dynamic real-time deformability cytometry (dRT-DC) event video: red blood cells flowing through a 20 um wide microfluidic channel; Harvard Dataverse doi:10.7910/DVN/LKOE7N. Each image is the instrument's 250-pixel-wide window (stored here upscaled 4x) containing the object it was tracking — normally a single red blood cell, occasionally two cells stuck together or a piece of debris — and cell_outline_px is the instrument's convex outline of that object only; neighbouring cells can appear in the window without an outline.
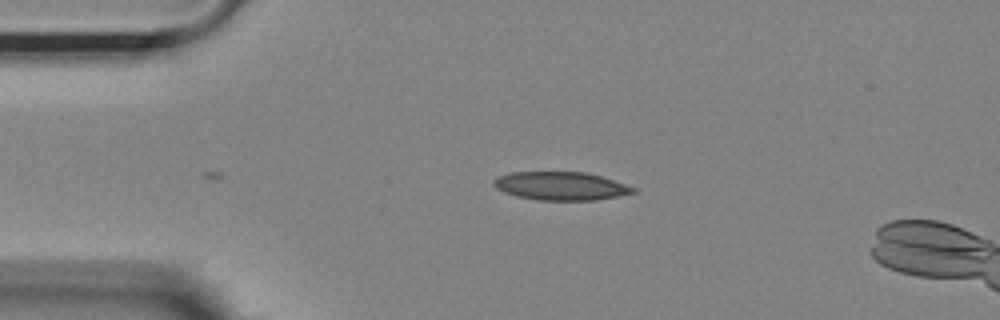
{"species": "Egyptian fruit bat (a non-hibernating species)", "species_latin": "Rousettus aegyptiacus", "temperature_condition": "room temperature", "stored_images_in_passage": 3, "camera_frame_rate_fps": 3000, "um_per_image_px": 0.085, "animal": {"sex": "female"}, "frame": {"image": 1, "passage_image": 3, "time_ms": 0.667, "image_size_px": [1000, 320], "cell_outline_px": [[636, 192], [596, 200], [540, 200], [516, 196], [504, 192], [496, 188], [492, 184], [492, 180], [500, 176], [512, 172], [584, 172], [600, 176], [636, 188]], "centroid_in_image_um": [47.63, 15.81], "position_along_channel_um": 37.4, "area_um2": 22.77}}